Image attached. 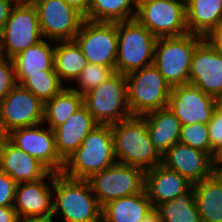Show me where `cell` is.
Here are the masks:
<instances>
[{
  "mask_svg": "<svg viewBox=\"0 0 222 222\" xmlns=\"http://www.w3.org/2000/svg\"><path fill=\"white\" fill-rule=\"evenodd\" d=\"M116 161L147 171L162 164L142 116H131L111 125Z\"/></svg>",
  "mask_w": 222,
  "mask_h": 222,
  "instance_id": "6da1fadb",
  "label": "cell"
},
{
  "mask_svg": "<svg viewBox=\"0 0 222 222\" xmlns=\"http://www.w3.org/2000/svg\"><path fill=\"white\" fill-rule=\"evenodd\" d=\"M63 222H102V206L87 179L56 173L53 187V218Z\"/></svg>",
  "mask_w": 222,
  "mask_h": 222,
  "instance_id": "7a4b0ae2",
  "label": "cell"
},
{
  "mask_svg": "<svg viewBox=\"0 0 222 222\" xmlns=\"http://www.w3.org/2000/svg\"><path fill=\"white\" fill-rule=\"evenodd\" d=\"M116 162L112 127L98 124L64 161L61 173L74 179H88Z\"/></svg>",
  "mask_w": 222,
  "mask_h": 222,
  "instance_id": "3957f363",
  "label": "cell"
},
{
  "mask_svg": "<svg viewBox=\"0 0 222 222\" xmlns=\"http://www.w3.org/2000/svg\"><path fill=\"white\" fill-rule=\"evenodd\" d=\"M203 39V36L192 33L157 38L153 65L171 87L189 84L192 56Z\"/></svg>",
  "mask_w": 222,
  "mask_h": 222,
  "instance_id": "277c9868",
  "label": "cell"
},
{
  "mask_svg": "<svg viewBox=\"0 0 222 222\" xmlns=\"http://www.w3.org/2000/svg\"><path fill=\"white\" fill-rule=\"evenodd\" d=\"M156 40L136 19L117 22L115 72L126 75L152 65Z\"/></svg>",
  "mask_w": 222,
  "mask_h": 222,
  "instance_id": "5b68a950",
  "label": "cell"
},
{
  "mask_svg": "<svg viewBox=\"0 0 222 222\" xmlns=\"http://www.w3.org/2000/svg\"><path fill=\"white\" fill-rule=\"evenodd\" d=\"M83 105L97 124L113 125L131 117L126 76L115 72L98 87L83 95Z\"/></svg>",
  "mask_w": 222,
  "mask_h": 222,
  "instance_id": "8992f818",
  "label": "cell"
},
{
  "mask_svg": "<svg viewBox=\"0 0 222 222\" xmlns=\"http://www.w3.org/2000/svg\"><path fill=\"white\" fill-rule=\"evenodd\" d=\"M132 116L168 107L172 87L152 64L125 75Z\"/></svg>",
  "mask_w": 222,
  "mask_h": 222,
  "instance_id": "52a82bcc",
  "label": "cell"
},
{
  "mask_svg": "<svg viewBox=\"0 0 222 222\" xmlns=\"http://www.w3.org/2000/svg\"><path fill=\"white\" fill-rule=\"evenodd\" d=\"M42 39L36 7L31 0H18L0 34L2 56L12 59Z\"/></svg>",
  "mask_w": 222,
  "mask_h": 222,
  "instance_id": "ba28073f",
  "label": "cell"
},
{
  "mask_svg": "<svg viewBox=\"0 0 222 222\" xmlns=\"http://www.w3.org/2000/svg\"><path fill=\"white\" fill-rule=\"evenodd\" d=\"M87 181L103 207L112 200L143 192L145 171L116 162L113 166L91 175Z\"/></svg>",
  "mask_w": 222,
  "mask_h": 222,
  "instance_id": "9c48e42d",
  "label": "cell"
},
{
  "mask_svg": "<svg viewBox=\"0 0 222 222\" xmlns=\"http://www.w3.org/2000/svg\"><path fill=\"white\" fill-rule=\"evenodd\" d=\"M135 19L156 38L189 33L186 0H150L137 7Z\"/></svg>",
  "mask_w": 222,
  "mask_h": 222,
  "instance_id": "30bf717a",
  "label": "cell"
},
{
  "mask_svg": "<svg viewBox=\"0 0 222 222\" xmlns=\"http://www.w3.org/2000/svg\"><path fill=\"white\" fill-rule=\"evenodd\" d=\"M37 9L41 33L53 42L74 40L85 17L64 0H31Z\"/></svg>",
  "mask_w": 222,
  "mask_h": 222,
  "instance_id": "8fae6325",
  "label": "cell"
},
{
  "mask_svg": "<svg viewBox=\"0 0 222 222\" xmlns=\"http://www.w3.org/2000/svg\"><path fill=\"white\" fill-rule=\"evenodd\" d=\"M88 63L110 66L115 71L117 22L84 20L74 39Z\"/></svg>",
  "mask_w": 222,
  "mask_h": 222,
  "instance_id": "7c38bea8",
  "label": "cell"
},
{
  "mask_svg": "<svg viewBox=\"0 0 222 222\" xmlns=\"http://www.w3.org/2000/svg\"><path fill=\"white\" fill-rule=\"evenodd\" d=\"M8 140L51 172L61 173L64 160L57 152L54 131L44 123L13 129L8 133Z\"/></svg>",
  "mask_w": 222,
  "mask_h": 222,
  "instance_id": "4fadbf2b",
  "label": "cell"
},
{
  "mask_svg": "<svg viewBox=\"0 0 222 222\" xmlns=\"http://www.w3.org/2000/svg\"><path fill=\"white\" fill-rule=\"evenodd\" d=\"M44 103L21 84H16L0 102V122L9 133L20 127L43 123Z\"/></svg>",
  "mask_w": 222,
  "mask_h": 222,
  "instance_id": "5bb4252c",
  "label": "cell"
},
{
  "mask_svg": "<svg viewBox=\"0 0 222 222\" xmlns=\"http://www.w3.org/2000/svg\"><path fill=\"white\" fill-rule=\"evenodd\" d=\"M55 176V172H50L43 179L17 184L13 207L19 218H53V187Z\"/></svg>",
  "mask_w": 222,
  "mask_h": 222,
  "instance_id": "9a60e30c",
  "label": "cell"
},
{
  "mask_svg": "<svg viewBox=\"0 0 222 222\" xmlns=\"http://www.w3.org/2000/svg\"><path fill=\"white\" fill-rule=\"evenodd\" d=\"M168 108L182 125L208 124L216 110L214 97L191 84L172 87Z\"/></svg>",
  "mask_w": 222,
  "mask_h": 222,
  "instance_id": "2e32d148",
  "label": "cell"
},
{
  "mask_svg": "<svg viewBox=\"0 0 222 222\" xmlns=\"http://www.w3.org/2000/svg\"><path fill=\"white\" fill-rule=\"evenodd\" d=\"M189 84L214 98L222 92V52L214 49L206 39L197 45L193 53Z\"/></svg>",
  "mask_w": 222,
  "mask_h": 222,
  "instance_id": "e0dca14e",
  "label": "cell"
},
{
  "mask_svg": "<svg viewBox=\"0 0 222 222\" xmlns=\"http://www.w3.org/2000/svg\"><path fill=\"white\" fill-rule=\"evenodd\" d=\"M162 164L193 184L211 177L216 172L214 160L208 153L179 142L162 156Z\"/></svg>",
  "mask_w": 222,
  "mask_h": 222,
  "instance_id": "ac0fdd59",
  "label": "cell"
},
{
  "mask_svg": "<svg viewBox=\"0 0 222 222\" xmlns=\"http://www.w3.org/2000/svg\"><path fill=\"white\" fill-rule=\"evenodd\" d=\"M193 186L187 178L160 164L145 172L144 190L153 208L176 199L179 194L188 191Z\"/></svg>",
  "mask_w": 222,
  "mask_h": 222,
  "instance_id": "d6986e66",
  "label": "cell"
},
{
  "mask_svg": "<svg viewBox=\"0 0 222 222\" xmlns=\"http://www.w3.org/2000/svg\"><path fill=\"white\" fill-rule=\"evenodd\" d=\"M0 170L8 174L17 184L43 179L51 172L39 160L9 140L0 148Z\"/></svg>",
  "mask_w": 222,
  "mask_h": 222,
  "instance_id": "ffe728a7",
  "label": "cell"
},
{
  "mask_svg": "<svg viewBox=\"0 0 222 222\" xmlns=\"http://www.w3.org/2000/svg\"><path fill=\"white\" fill-rule=\"evenodd\" d=\"M97 125L84 105L73 113L64 124L53 130L59 156L65 161Z\"/></svg>",
  "mask_w": 222,
  "mask_h": 222,
  "instance_id": "44dd1931",
  "label": "cell"
},
{
  "mask_svg": "<svg viewBox=\"0 0 222 222\" xmlns=\"http://www.w3.org/2000/svg\"><path fill=\"white\" fill-rule=\"evenodd\" d=\"M142 117L152 144L162 156L179 142L182 124L168 107L148 112Z\"/></svg>",
  "mask_w": 222,
  "mask_h": 222,
  "instance_id": "7402d4cb",
  "label": "cell"
},
{
  "mask_svg": "<svg viewBox=\"0 0 222 222\" xmlns=\"http://www.w3.org/2000/svg\"><path fill=\"white\" fill-rule=\"evenodd\" d=\"M153 209L146 191L112 200L102 207V222H139Z\"/></svg>",
  "mask_w": 222,
  "mask_h": 222,
  "instance_id": "603a6c76",
  "label": "cell"
},
{
  "mask_svg": "<svg viewBox=\"0 0 222 222\" xmlns=\"http://www.w3.org/2000/svg\"><path fill=\"white\" fill-rule=\"evenodd\" d=\"M193 188L202 222H222V175L215 172Z\"/></svg>",
  "mask_w": 222,
  "mask_h": 222,
  "instance_id": "cb8c5ba5",
  "label": "cell"
},
{
  "mask_svg": "<svg viewBox=\"0 0 222 222\" xmlns=\"http://www.w3.org/2000/svg\"><path fill=\"white\" fill-rule=\"evenodd\" d=\"M222 21V0H186L189 33L205 36Z\"/></svg>",
  "mask_w": 222,
  "mask_h": 222,
  "instance_id": "d4e9b609",
  "label": "cell"
},
{
  "mask_svg": "<svg viewBox=\"0 0 222 222\" xmlns=\"http://www.w3.org/2000/svg\"><path fill=\"white\" fill-rule=\"evenodd\" d=\"M87 64L88 60L75 40L55 42L54 69L65 86H68L67 82H72V86Z\"/></svg>",
  "mask_w": 222,
  "mask_h": 222,
  "instance_id": "484cf974",
  "label": "cell"
},
{
  "mask_svg": "<svg viewBox=\"0 0 222 222\" xmlns=\"http://www.w3.org/2000/svg\"><path fill=\"white\" fill-rule=\"evenodd\" d=\"M49 41L48 39H42L13 57L15 74H37L44 70H55V42Z\"/></svg>",
  "mask_w": 222,
  "mask_h": 222,
  "instance_id": "4316f807",
  "label": "cell"
},
{
  "mask_svg": "<svg viewBox=\"0 0 222 222\" xmlns=\"http://www.w3.org/2000/svg\"><path fill=\"white\" fill-rule=\"evenodd\" d=\"M83 106V95L70 86L63 88L51 100L44 103L43 123L54 130Z\"/></svg>",
  "mask_w": 222,
  "mask_h": 222,
  "instance_id": "83f0119b",
  "label": "cell"
},
{
  "mask_svg": "<svg viewBox=\"0 0 222 222\" xmlns=\"http://www.w3.org/2000/svg\"><path fill=\"white\" fill-rule=\"evenodd\" d=\"M137 7L134 0H91L85 17L93 22H119L135 19Z\"/></svg>",
  "mask_w": 222,
  "mask_h": 222,
  "instance_id": "f1b7e54d",
  "label": "cell"
},
{
  "mask_svg": "<svg viewBox=\"0 0 222 222\" xmlns=\"http://www.w3.org/2000/svg\"><path fill=\"white\" fill-rule=\"evenodd\" d=\"M156 209L162 222H202L193 186L176 199L158 205Z\"/></svg>",
  "mask_w": 222,
  "mask_h": 222,
  "instance_id": "f546056e",
  "label": "cell"
},
{
  "mask_svg": "<svg viewBox=\"0 0 222 222\" xmlns=\"http://www.w3.org/2000/svg\"><path fill=\"white\" fill-rule=\"evenodd\" d=\"M15 79L43 103L51 100L66 87L55 70H44L37 74H15Z\"/></svg>",
  "mask_w": 222,
  "mask_h": 222,
  "instance_id": "4dcf8cb0",
  "label": "cell"
},
{
  "mask_svg": "<svg viewBox=\"0 0 222 222\" xmlns=\"http://www.w3.org/2000/svg\"><path fill=\"white\" fill-rule=\"evenodd\" d=\"M114 73L115 71L110 66L88 63L76 79V83H73L75 86L70 87L79 94L84 95L109 79Z\"/></svg>",
  "mask_w": 222,
  "mask_h": 222,
  "instance_id": "1f68e13d",
  "label": "cell"
},
{
  "mask_svg": "<svg viewBox=\"0 0 222 222\" xmlns=\"http://www.w3.org/2000/svg\"><path fill=\"white\" fill-rule=\"evenodd\" d=\"M179 143L201 150L210 155L208 125L204 123L182 125Z\"/></svg>",
  "mask_w": 222,
  "mask_h": 222,
  "instance_id": "d6a6232c",
  "label": "cell"
},
{
  "mask_svg": "<svg viewBox=\"0 0 222 222\" xmlns=\"http://www.w3.org/2000/svg\"><path fill=\"white\" fill-rule=\"evenodd\" d=\"M17 84L12 59L3 57L0 60V102Z\"/></svg>",
  "mask_w": 222,
  "mask_h": 222,
  "instance_id": "836d02e7",
  "label": "cell"
},
{
  "mask_svg": "<svg viewBox=\"0 0 222 222\" xmlns=\"http://www.w3.org/2000/svg\"><path fill=\"white\" fill-rule=\"evenodd\" d=\"M207 125L210 138V156L213 158L222 146V112L215 110Z\"/></svg>",
  "mask_w": 222,
  "mask_h": 222,
  "instance_id": "e575fe53",
  "label": "cell"
},
{
  "mask_svg": "<svg viewBox=\"0 0 222 222\" xmlns=\"http://www.w3.org/2000/svg\"><path fill=\"white\" fill-rule=\"evenodd\" d=\"M17 183L0 170V206H13Z\"/></svg>",
  "mask_w": 222,
  "mask_h": 222,
  "instance_id": "d590c367",
  "label": "cell"
},
{
  "mask_svg": "<svg viewBox=\"0 0 222 222\" xmlns=\"http://www.w3.org/2000/svg\"><path fill=\"white\" fill-rule=\"evenodd\" d=\"M204 39L217 51L222 52V21H220Z\"/></svg>",
  "mask_w": 222,
  "mask_h": 222,
  "instance_id": "8d00e7d4",
  "label": "cell"
},
{
  "mask_svg": "<svg viewBox=\"0 0 222 222\" xmlns=\"http://www.w3.org/2000/svg\"><path fill=\"white\" fill-rule=\"evenodd\" d=\"M18 0H0V34L2 33L4 26L9 19V15L13 6Z\"/></svg>",
  "mask_w": 222,
  "mask_h": 222,
  "instance_id": "74e56055",
  "label": "cell"
},
{
  "mask_svg": "<svg viewBox=\"0 0 222 222\" xmlns=\"http://www.w3.org/2000/svg\"><path fill=\"white\" fill-rule=\"evenodd\" d=\"M19 219L13 206H0V222H17Z\"/></svg>",
  "mask_w": 222,
  "mask_h": 222,
  "instance_id": "f35d334b",
  "label": "cell"
},
{
  "mask_svg": "<svg viewBox=\"0 0 222 222\" xmlns=\"http://www.w3.org/2000/svg\"><path fill=\"white\" fill-rule=\"evenodd\" d=\"M69 6L75 8L84 17L87 16L91 0H64Z\"/></svg>",
  "mask_w": 222,
  "mask_h": 222,
  "instance_id": "ab89813d",
  "label": "cell"
},
{
  "mask_svg": "<svg viewBox=\"0 0 222 222\" xmlns=\"http://www.w3.org/2000/svg\"><path fill=\"white\" fill-rule=\"evenodd\" d=\"M139 222H162L159 216V212L156 208H153L148 214Z\"/></svg>",
  "mask_w": 222,
  "mask_h": 222,
  "instance_id": "60d3db41",
  "label": "cell"
},
{
  "mask_svg": "<svg viewBox=\"0 0 222 222\" xmlns=\"http://www.w3.org/2000/svg\"><path fill=\"white\" fill-rule=\"evenodd\" d=\"M213 160H214V166H215L216 172L222 175V146L215 153Z\"/></svg>",
  "mask_w": 222,
  "mask_h": 222,
  "instance_id": "b9f144b4",
  "label": "cell"
},
{
  "mask_svg": "<svg viewBox=\"0 0 222 222\" xmlns=\"http://www.w3.org/2000/svg\"><path fill=\"white\" fill-rule=\"evenodd\" d=\"M8 140V132L4 129L2 123L0 122V148Z\"/></svg>",
  "mask_w": 222,
  "mask_h": 222,
  "instance_id": "7bdbcfd3",
  "label": "cell"
},
{
  "mask_svg": "<svg viewBox=\"0 0 222 222\" xmlns=\"http://www.w3.org/2000/svg\"><path fill=\"white\" fill-rule=\"evenodd\" d=\"M54 218L49 219H25L19 218L17 222H56Z\"/></svg>",
  "mask_w": 222,
  "mask_h": 222,
  "instance_id": "ee69618b",
  "label": "cell"
},
{
  "mask_svg": "<svg viewBox=\"0 0 222 222\" xmlns=\"http://www.w3.org/2000/svg\"><path fill=\"white\" fill-rule=\"evenodd\" d=\"M215 109L222 112V92L219 93L215 98Z\"/></svg>",
  "mask_w": 222,
  "mask_h": 222,
  "instance_id": "f6af8a7d",
  "label": "cell"
},
{
  "mask_svg": "<svg viewBox=\"0 0 222 222\" xmlns=\"http://www.w3.org/2000/svg\"><path fill=\"white\" fill-rule=\"evenodd\" d=\"M150 1V0H134L136 7L140 6L141 4Z\"/></svg>",
  "mask_w": 222,
  "mask_h": 222,
  "instance_id": "bcb514c9",
  "label": "cell"
},
{
  "mask_svg": "<svg viewBox=\"0 0 222 222\" xmlns=\"http://www.w3.org/2000/svg\"><path fill=\"white\" fill-rule=\"evenodd\" d=\"M3 58L1 48H0V60Z\"/></svg>",
  "mask_w": 222,
  "mask_h": 222,
  "instance_id": "7dc6e473",
  "label": "cell"
}]
</instances>
